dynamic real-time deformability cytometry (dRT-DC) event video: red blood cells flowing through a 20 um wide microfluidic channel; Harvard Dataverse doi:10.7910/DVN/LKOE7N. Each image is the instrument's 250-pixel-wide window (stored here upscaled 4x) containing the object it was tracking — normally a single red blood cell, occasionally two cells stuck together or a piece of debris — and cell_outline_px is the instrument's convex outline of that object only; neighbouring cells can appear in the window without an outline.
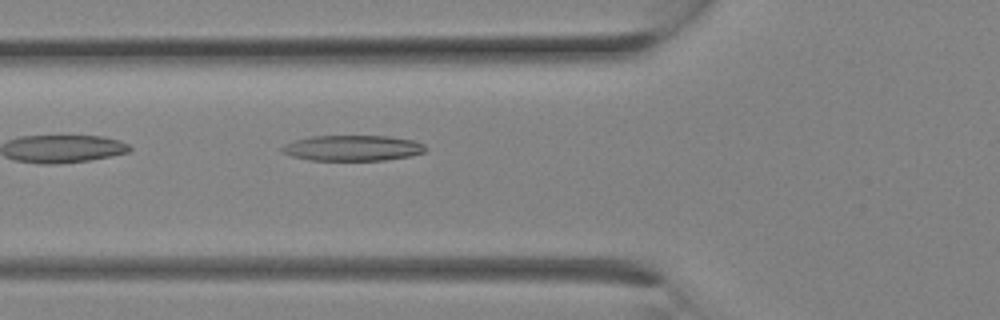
{"species": "Egyptian fruit bat (a non-hibernating species)", "species_latin": "Rousettus aegyptiacus", "temperature_condition": "room temperature", "stored_images_in_passage": 3, "camera_frame_rate_fps": 3000, "um_per_image_px": 0.085, "animal": {"sex": "female"}, "frame": {"image": 1, "passage_image": 3, "time_ms": 0.667, "image_size_px": [1000, 320], "cell_outline_px": [[428, 148], [424, 152], [412, 156], [384, 160], [308, 160], [292, 156], [280, 152], [280, 148], [284, 144], [296, 140], [312, 136], [388, 136], [416, 140], [424, 144]], "centroid_in_image_um": [30.0, 12.58], "position_along_channel_um": 95.8, "area_um2": 21.62}}